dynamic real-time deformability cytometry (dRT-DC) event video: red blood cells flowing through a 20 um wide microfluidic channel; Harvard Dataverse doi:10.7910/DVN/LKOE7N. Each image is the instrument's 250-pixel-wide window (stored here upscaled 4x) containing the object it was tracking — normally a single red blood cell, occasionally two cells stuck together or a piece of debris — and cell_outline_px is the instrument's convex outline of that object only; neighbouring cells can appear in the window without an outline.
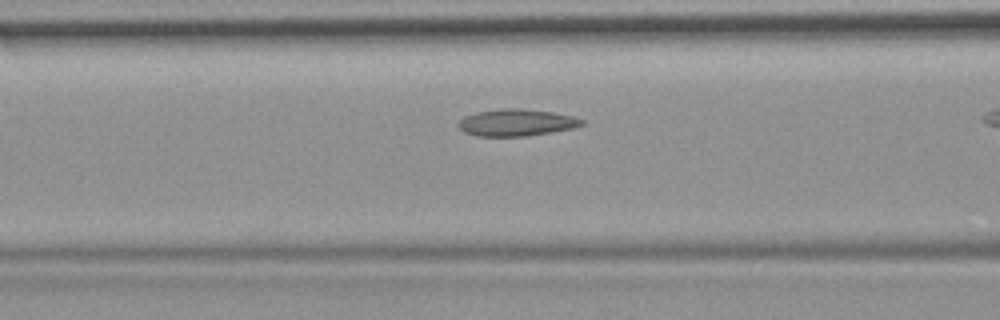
{"species": "common noctule bat (a hibernating species)", "species_latin": "Nyctalus noctula", "temperature_condition": "room temperature", "stored_images_in_passage": 30, "camera_frame_rate_fps": 3000, "um_per_image_px": 0.085, "animal": {"sex": "female", "body_mass_g": 19.9}, "frame": {"image": 1, "passage_image": 9, "time_ms": 2.667, "image_size_px": [1000, 320], "cell_outline_px": [[584, 124], [572, 128], [552, 132], [524, 136], [476, 136], [464, 132], [456, 124], [464, 116], [476, 112], [504, 108], [520, 108], [552, 112], [572, 116], [584, 120]], "centroid_in_image_um": [43.87, 10.42], "position_along_channel_um": 122.7, "area_um2": 19.31}}
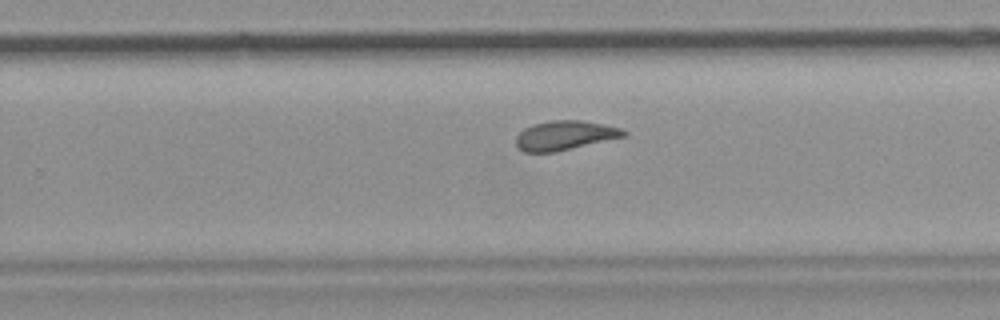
{"frame": {"image": 2, "passage_image": 22, "time_ms": 7.0, "image_size_px": [1000, 320], "cell_outline_px": [[628, 132], [624, 136], [556, 152], [524, 152], [516, 144], [516, 136], [524, 128], [532, 124], [552, 120], [580, 120], [604, 124], [620, 128]], "centroid_in_image_um": [47.98, 11.5], "position_along_channel_um": 281.8, "area_um2": 18.26}}